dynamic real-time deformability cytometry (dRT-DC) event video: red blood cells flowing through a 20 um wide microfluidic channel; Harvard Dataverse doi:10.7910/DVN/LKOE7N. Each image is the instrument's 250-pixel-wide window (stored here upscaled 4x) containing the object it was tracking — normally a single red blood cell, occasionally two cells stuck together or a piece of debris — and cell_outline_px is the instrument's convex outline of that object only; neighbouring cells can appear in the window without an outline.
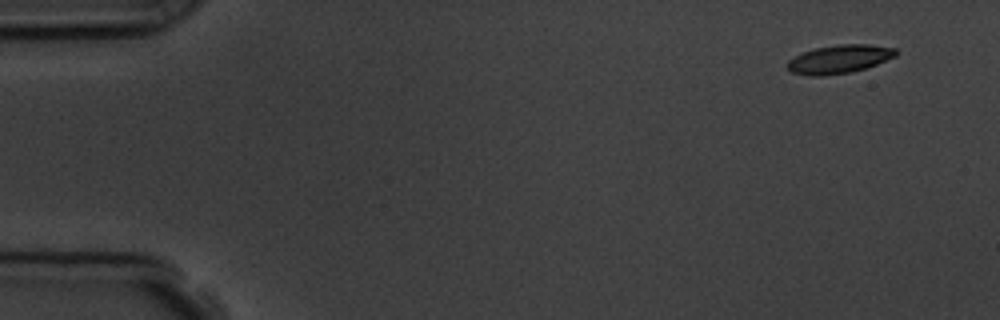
{"species": "common noctule bat (a hibernating species)", "species_latin": "Nyctalus noctula", "temperature_condition": "room temperature", "stored_images_in_passage": 4, "camera_frame_rate_fps": 3000, "um_per_image_px": 0.085, "animal": {"sex": "male", "body_mass_g": 19.5, "forearm_length_mm": 54.6}, "frame": {"image": 1, "passage_image": 1, "time_ms": 0.0, "image_size_px": [1000, 320], "cell_outline_px": [[896, 56], [876, 64], [852, 72], [820, 76], [808, 76], [792, 72], [784, 64], [788, 60], [804, 52], [816, 48], [840, 44], [868, 44], [896, 48]], "centroid_in_image_um": [71.32, 5.03], "position_along_channel_um": 13.7, "area_um2": 17.86}}